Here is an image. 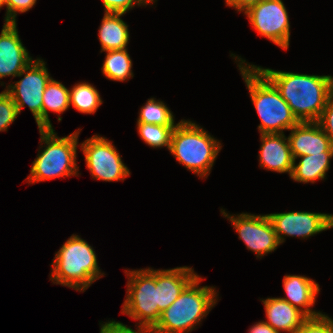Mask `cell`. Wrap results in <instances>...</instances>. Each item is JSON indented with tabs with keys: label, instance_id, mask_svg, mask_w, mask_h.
<instances>
[{
	"label": "cell",
	"instance_id": "f1b7e54d",
	"mask_svg": "<svg viewBox=\"0 0 333 333\" xmlns=\"http://www.w3.org/2000/svg\"><path fill=\"white\" fill-rule=\"evenodd\" d=\"M317 123L333 144V99L329 98Z\"/></svg>",
	"mask_w": 333,
	"mask_h": 333
},
{
	"label": "cell",
	"instance_id": "e0dca14e",
	"mask_svg": "<svg viewBox=\"0 0 333 333\" xmlns=\"http://www.w3.org/2000/svg\"><path fill=\"white\" fill-rule=\"evenodd\" d=\"M283 287L286 298L282 297V299L302 311L307 317H316L322 314L311 309L320 291L318 283L314 280L300 275H285Z\"/></svg>",
	"mask_w": 333,
	"mask_h": 333
},
{
	"label": "cell",
	"instance_id": "4dcf8cb0",
	"mask_svg": "<svg viewBox=\"0 0 333 333\" xmlns=\"http://www.w3.org/2000/svg\"><path fill=\"white\" fill-rule=\"evenodd\" d=\"M137 327L138 332L131 329V327H127V325L121 322L112 320L101 325L100 333H151V331L146 328Z\"/></svg>",
	"mask_w": 333,
	"mask_h": 333
},
{
	"label": "cell",
	"instance_id": "83f0119b",
	"mask_svg": "<svg viewBox=\"0 0 333 333\" xmlns=\"http://www.w3.org/2000/svg\"><path fill=\"white\" fill-rule=\"evenodd\" d=\"M37 0H5L6 5V17L5 22L16 23L17 13L27 12L31 9Z\"/></svg>",
	"mask_w": 333,
	"mask_h": 333
},
{
	"label": "cell",
	"instance_id": "ba28073f",
	"mask_svg": "<svg viewBox=\"0 0 333 333\" xmlns=\"http://www.w3.org/2000/svg\"><path fill=\"white\" fill-rule=\"evenodd\" d=\"M23 75L24 77L16 83L14 82V85L9 84L5 91L16 104L18 113L20 114L22 108L27 105L38 128L42 129L43 93L52 77H50L45 62L39 58L32 60L17 77Z\"/></svg>",
	"mask_w": 333,
	"mask_h": 333
},
{
	"label": "cell",
	"instance_id": "9a60e30c",
	"mask_svg": "<svg viewBox=\"0 0 333 333\" xmlns=\"http://www.w3.org/2000/svg\"><path fill=\"white\" fill-rule=\"evenodd\" d=\"M262 145L260 147L259 161L261 168L277 173H289L293 169L288 137L284 133L260 134Z\"/></svg>",
	"mask_w": 333,
	"mask_h": 333
},
{
	"label": "cell",
	"instance_id": "cb8c5ba5",
	"mask_svg": "<svg viewBox=\"0 0 333 333\" xmlns=\"http://www.w3.org/2000/svg\"><path fill=\"white\" fill-rule=\"evenodd\" d=\"M174 116L162 101L150 98L141 108L137 123L156 124L162 126H176Z\"/></svg>",
	"mask_w": 333,
	"mask_h": 333
},
{
	"label": "cell",
	"instance_id": "7402d4cb",
	"mask_svg": "<svg viewBox=\"0 0 333 333\" xmlns=\"http://www.w3.org/2000/svg\"><path fill=\"white\" fill-rule=\"evenodd\" d=\"M106 57L102 66V73L113 81H126L132 78V60L126 49L105 51Z\"/></svg>",
	"mask_w": 333,
	"mask_h": 333
},
{
	"label": "cell",
	"instance_id": "4316f807",
	"mask_svg": "<svg viewBox=\"0 0 333 333\" xmlns=\"http://www.w3.org/2000/svg\"><path fill=\"white\" fill-rule=\"evenodd\" d=\"M296 333H333V320L325 314L308 317Z\"/></svg>",
	"mask_w": 333,
	"mask_h": 333
},
{
	"label": "cell",
	"instance_id": "d6986e66",
	"mask_svg": "<svg viewBox=\"0 0 333 333\" xmlns=\"http://www.w3.org/2000/svg\"><path fill=\"white\" fill-rule=\"evenodd\" d=\"M123 13H106L99 28L101 51L126 49L129 43L128 25L120 18Z\"/></svg>",
	"mask_w": 333,
	"mask_h": 333
},
{
	"label": "cell",
	"instance_id": "3957f363",
	"mask_svg": "<svg viewBox=\"0 0 333 333\" xmlns=\"http://www.w3.org/2000/svg\"><path fill=\"white\" fill-rule=\"evenodd\" d=\"M55 254L50 274L54 284L83 292L104 276L98 267L94 249L78 235L70 236Z\"/></svg>",
	"mask_w": 333,
	"mask_h": 333
},
{
	"label": "cell",
	"instance_id": "2e32d148",
	"mask_svg": "<svg viewBox=\"0 0 333 333\" xmlns=\"http://www.w3.org/2000/svg\"><path fill=\"white\" fill-rule=\"evenodd\" d=\"M197 276L192 268L186 266L156 270L159 311L164 312Z\"/></svg>",
	"mask_w": 333,
	"mask_h": 333
},
{
	"label": "cell",
	"instance_id": "4fadbf2b",
	"mask_svg": "<svg viewBox=\"0 0 333 333\" xmlns=\"http://www.w3.org/2000/svg\"><path fill=\"white\" fill-rule=\"evenodd\" d=\"M32 60L19 38L17 24L5 22L0 34V79L18 76Z\"/></svg>",
	"mask_w": 333,
	"mask_h": 333
},
{
	"label": "cell",
	"instance_id": "8fae6325",
	"mask_svg": "<svg viewBox=\"0 0 333 333\" xmlns=\"http://www.w3.org/2000/svg\"><path fill=\"white\" fill-rule=\"evenodd\" d=\"M221 213L231 221L239 239L243 240L247 249L253 251L258 258L271 253L281 244L268 214L241 213L234 216L223 209Z\"/></svg>",
	"mask_w": 333,
	"mask_h": 333
},
{
	"label": "cell",
	"instance_id": "484cf974",
	"mask_svg": "<svg viewBox=\"0 0 333 333\" xmlns=\"http://www.w3.org/2000/svg\"><path fill=\"white\" fill-rule=\"evenodd\" d=\"M17 106L11 96L4 90L0 93V132L7 131L18 116Z\"/></svg>",
	"mask_w": 333,
	"mask_h": 333
},
{
	"label": "cell",
	"instance_id": "ffe728a7",
	"mask_svg": "<svg viewBox=\"0 0 333 333\" xmlns=\"http://www.w3.org/2000/svg\"><path fill=\"white\" fill-rule=\"evenodd\" d=\"M332 157L333 152H322L321 154L297 157L300 158V161L298 164H295V161H293L291 179L302 183H314L317 179H324L326 172L329 170Z\"/></svg>",
	"mask_w": 333,
	"mask_h": 333
},
{
	"label": "cell",
	"instance_id": "7a4b0ae2",
	"mask_svg": "<svg viewBox=\"0 0 333 333\" xmlns=\"http://www.w3.org/2000/svg\"><path fill=\"white\" fill-rule=\"evenodd\" d=\"M231 56L238 59L239 70L261 119L259 132L284 133L283 130H290L297 125L299 121L276 87L254 65L245 63V60L234 54Z\"/></svg>",
	"mask_w": 333,
	"mask_h": 333
},
{
	"label": "cell",
	"instance_id": "5b68a950",
	"mask_svg": "<svg viewBox=\"0 0 333 333\" xmlns=\"http://www.w3.org/2000/svg\"><path fill=\"white\" fill-rule=\"evenodd\" d=\"M221 147L199 125L183 119L172 131L169 151L188 170L207 178Z\"/></svg>",
	"mask_w": 333,
	"mask_h": 333
},
{
	"label": "cell",
	"instance_id": "30bf717a",
	"mask_svg": "<svg viewBox=\"0 0 333 333\" xmlns=\"http://www.w3.org/2000/svg\"><path fill=\"white\" fill-rule=\"evenodd\" d=\"M252 27L280 48L287 50L290 41L288 12L282 0H261L245 12Z\"/></svg>",
	"mask_w": 333,
	"mask_h": 333
},
{
	"label": "cell",
	"instance_id": "d590c367",
	"mask_svg": "<svg viewBox=\"0 0 333 333\" xmlns=\"http://www.w3.org/2000/svg\"><path fill=\"white\" fill-rule=\"evenodd\" d=\"M5 6V0H0V9Z\"/></svg>",
	"mask_w": 333,
	"mask_h": 333
},
{
	"label": "cell",
	"instance_id": "ac0fdd59",
	"mask_svg": "<svg viewBox=\"0 0 333 333\" xmlns=\"http://www.w3.org/2000/svg\"><path fill=\"white\" fill-rule=\"evenodd\" d=\"M261 301L264 304L268 320L265 322L278 332L296 333L308 318L302 311L280 297Z\"/></svg>",
	"mask_w": 333,
	"mask_h": 333
},
{
	"label": "cell",
	"instance_id": "44dd1931",
	"mask_svg": "<svg viewBox=\"0 0 333 333\" xmlns=\"http://www.w3.org/2000/svg\"><path fill=\"white\" fill-rule=\"evenodd\" d=\"M70 106L69 89L53 78L47 83L42 100V129L53 128L48 111L63 113Z\"/></svg>",
	"mask_w": 333,
	"mask_h": 333
},
{
	"label": "cell",
	"instance_id": "836d02e7",
	"mask_svg": "<svg viewBox=\"0 0 333 333\" xmlns=\"http://www.w3.org/2000/svg\"><path fill=\"white\" fill-rule=\"evenodd\" d=\"M155 0H138V3L142 6L148 5L149 3H154Z\"/></svg>",
	"mask_w": 333,
	"mask_h": 333
},
{
	"label": "cell",
	"instance_id": "1f68e13d",
	"mask_svg": "<svg viewBox=\"0 0 333 333\" xmlns=\"http://www.w3.org/2000/svg\"><path fill=\"white\" fill-rule=\"evenodd\" d=\"M261 0H225L226 5L237 9L239 12H245L248 8L256 5Z\"/></svg>",
	"mask_w": 333,
	"mask_h": 333
},
{
	"label": "cell",
	"instance_id": "6da1fadb",
	"mask_svg": "<svg viewBox=\"0 0 333 333\" xmlns=\"http://www.w3.org/2000/svg\"><path fill=\"white\" fill-rule=\"evenodd\" d=\"M254 66L276 87L299 122H317L330 98L329 75L299 74Z\"/></svg>",
	"mask_w": 333,
	"mask_h": 333
},
{
	"label": "cell",
	"instance_id": "7c38bea8",
	"mask_svg": "<svg viewBox=\"0 0 333 333\" xmlns=\"http://www.w3.org/2000/svg\"><path fill=\"white\" fill-rule=\"evenodd\" d=\"M268 216L280 243L284 242L285 236L305 239L333 228V214L292 211L271 213Z\"/></svg>",
	"mask_w": 333,
	"mask_h": 333
},
{
	"label": "cell",
	"instance_id": "5bb4252c",
	"mask_svg": "<svg viewBox=\"0 0 333 333\" xmlns=\"http://www.w3.org/2000/svg\"><path fill=\"white\" fill-rule=\"evenodd\" d=\"M288 136L293 161L297 157L333 152V144L317 122H299Z\"/></svg>",
	"mask_w": 333,
	"mask_h": 333
},
{
	"label": "cell",
	"instance_id": "603a6c76",
	"mask_svg": "<svg viewBox=\"0 0 333 333\" xmlns=\"http://www.w3.org/2000/svg\"><path fill=\"white\" fill-rule=\"evenodd\" d=\"M69 101L78 112L84 114H94L103 103L98 90L86 82L75 84L69 90Z\"/></svg>",
	"mask_w": 333,
	"mask_h": 333
},
{
	"label": "cell",
	"instance_id": "e575fe53",
	"mask_svg": "<svg viewBox=\"0 0 333 333\" xmlns=\"http://www.w3.org/2000/svg\"><path fill=\"white\" fill-rule=\"evenodd\" d=\"M330 79V98L333 99V77L329 76Z\"/></svg>",
	"mask_w": 333,
	"mask_h": 333
},
{
	"label": "cell",
	"instance_id": "277c9868",
	"mask_svg": "<svg viewBox=\"0 0 333 333\" xmlns=\"http://www.w3.org/2000/svg\"><path fill=\"white\" fill-rule=\"evenodd\" d=\"M198 275L161 314L151 333H188L207 316L217 302L214 287L200 286Z\"/></svg>",
	"mask_w": 333,
	"mask_h": 333
},
{
	"label": "cell",
	"instance_id": "d6a6232c",
	"mask_svg": "<svg viewBox=\"0 0 333 333\" xmlns=\"http://www.w3.org/2000/svg\"><path fill=\"white\" fill-rule=\"evenodd\" d=\"M248 333H280L277 330H274L269 324L265 321H260L253 325Z\"/></svg>",
	"mask_w": 333,
	"mask_h": 333
},
{
	"label": "cell",
	"instance_id": "f546056e",
	"mask_svg": "<svg viewBox=\"0 0 333 333\" xmlns=\"http://www.w3.org/2000/svg\"><path fill=\"white\" fill-rule=\"evenodd\" d=\"M106 13L125 14L135 5L141 6L138 0H102Z\"/></svg>",
	"mask_w": 333,
	"mask_h": 333
},
{
	"label": "cell",
	"instance_id": "8992f818",
	"mask_svg": "<svg viewBox=\"0 0 333 333\" xmlns=\"http://www.w3.org/2000/svg\"><path fill=\"white\" fill-rule=\"evenodd\" d=\"M54 131L53 128L39 129L40 142L44 143L41 147L45 148L39 150L33 161L30 175L26 178L30 184L79 174L76 153L80 129L65 137H58Z\"/></svg>",
	"mask_w": 333,
	"mask_h": 333
},
{
	"label": "cell",
	"instance_id": "9c48e42d",
	"mask_svg": "<svg viewBox=\"0 0 333 333\" xmlns=\"http://www.w3.org/2000/svg\"><path fill=\"white\" fill-rule=\"evenodd\" d=\"M86 166L96 180L106 182L124 180L130 171L123 163L112 142L105 137L93 135L81 144Z\"/></svg>",
	"mask_w": 333,
	"mask_h": 333
},
{
	"label": "cell",
	"instance_id": "52a82bcc",
	"mask_svg": "<svg viewBox=\"0 0 333 333\" xmlns=\"http://www.w3.org/2000/svg\"><path fill=\"white\" fill-rule=\"evenodd\" d=\"M125 274L129 279L122 313L136 321L139 320V327L151 331L159 322L162 314L158 308L156 270L151 268L125 270Z\"/></svg>",
	"mask_w": 333,
	"mask_h": 333
},
{
	"label": "cell",
	"instance_id": "d4e9b609",
	"mask_svg": "<svg viewBox=\"0 0 333 333\" xmlns=\"http://www.w3.org/2000/svg\"><path fill=\"white\" fill-rule=\"evenodd\" d=\"M176 126L137 123L141 139L153 148L167 147L170 150L171 134Z\"/></svg>",
	"mask_w": 333,
	"mask_h": 333
}]
</instances>
